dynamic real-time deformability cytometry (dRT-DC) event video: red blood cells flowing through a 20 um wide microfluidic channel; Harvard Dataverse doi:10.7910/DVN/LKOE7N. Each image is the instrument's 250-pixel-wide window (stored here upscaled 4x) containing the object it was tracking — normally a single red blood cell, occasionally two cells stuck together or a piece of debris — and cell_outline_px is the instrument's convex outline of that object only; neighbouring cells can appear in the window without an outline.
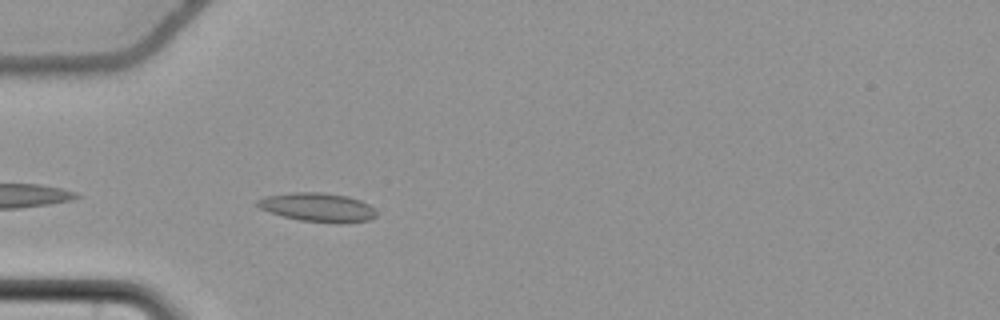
{"species": "common noctule bat (a hibernating species)", "species_latin": "Nyctalus noctula", "temperature_condition": "cold", "stored_images_in_passage": 42, "camera_frame_rate_fps": 3000, "um_per_image_px": 0.085, "animal": {"sex": "female", "body_mass_g": 22.7, "forearm_length_mm": 54.2}, "frame": {"image": 1, "passage_image": 3, "time_ms": 0.667, "image_size_px": [1000, 320], "cell_outline_px": [[376, 216], [368, 220], [344, 224], [336, 224], [300, 220], [284, 216], [260, 208], [256, 204], [256, 200], [264, 196], [292, 192], [320, 192], [348, 196], [360, 200], [368, 204], [376, 212]], "centroid_in_image_um": [27.02, 17.62], "position_along_channel_um": 58.0, "area_um2": 20.06}}
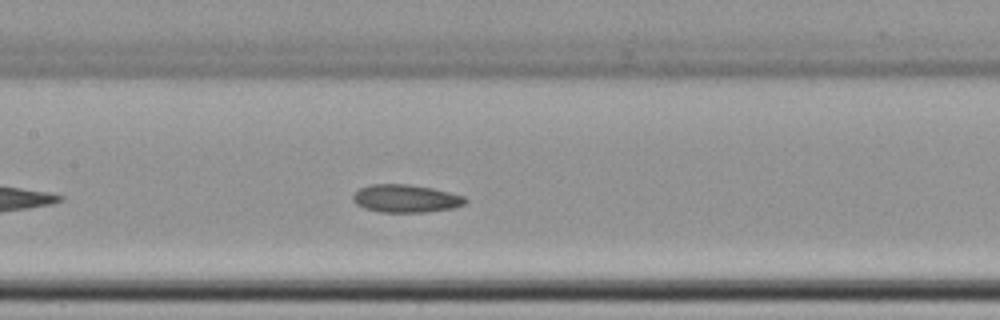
{"frame": {"image": 2, "passage_image": 13, "time_ms": 4.0, "image_size_px": [1000, 320], "cell_outline_px": [[468, 200], [464, 204], [452, 208], [424, 212], [380, 212], [364, 208], [356, 204], [352, 200], [352, 196], [360, 188], [372, 184], [408, 184], [432, 188], [464, 196]], "centroid_in_image_um": [34.47, 16.87], "position_along_channel_um": 172.9, "area_um2": 18.15}}
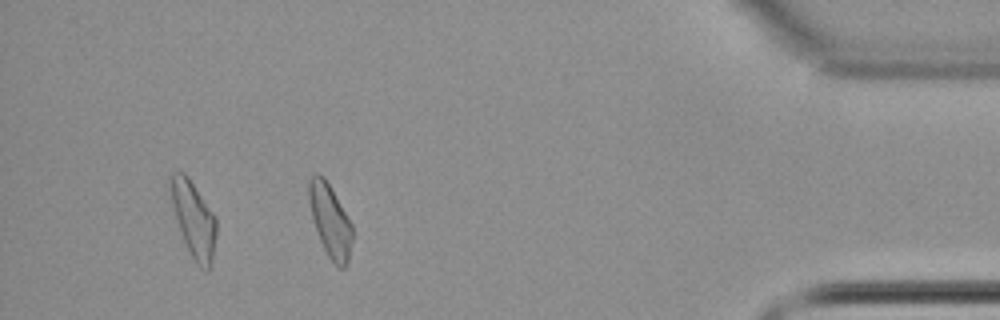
{"frame": {"image": 3, "passage_image": 36, "time_ms": 11.667, "image_size_px": [1000, 320], "cell_outline_px": [[352, 240], [348, 260], [344, 268], [336, 268], [328, 256], [320, 240], [312, 216], [308, 200], [308, 180], [316, 172], [324, 176], [348, 216], [352, 224]], "centroid_in_image_um": [28.06, 18.74], "position_along_channel_um": 407.1, "area_um2": 18.44}, "authors_computed_cell_mechanics": {"area_um2": 18.2359, "velocity_mm_per_s": 3.6849, "shape_relaxation_time_tau1_ms": 9.0689, "shape_relaxation_time_tau2_ms": 7.3238, "deformation_change_tau1": 0.1273, "deformation_change_tau2": 0.1443}}